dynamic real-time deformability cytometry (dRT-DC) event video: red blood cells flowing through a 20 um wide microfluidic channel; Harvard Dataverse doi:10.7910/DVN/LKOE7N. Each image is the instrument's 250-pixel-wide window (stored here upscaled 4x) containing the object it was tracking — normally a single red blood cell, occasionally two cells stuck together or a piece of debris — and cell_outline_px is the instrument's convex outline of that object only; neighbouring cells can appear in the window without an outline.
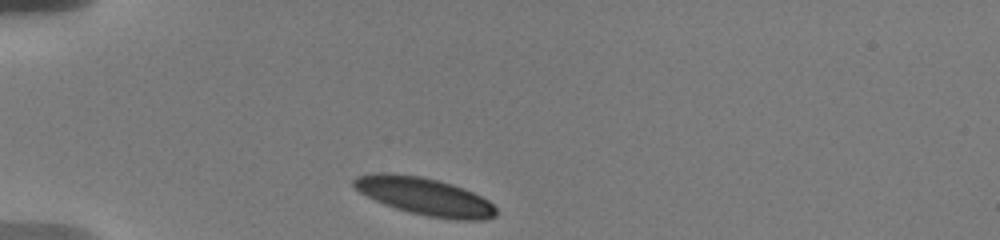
{"species": "human", "species_latin": "Homo sapiens", "temperature_condition": "warm", "stored_images_in_passage": 53, "camera_frame_rate_fps": 3000, "um_per_image_px": 0.085, "donor": {"sex": "male"}, "frame": {"image": 1, "passage_image": 1, "time_ms": 0.0, "image_size_px": [1000, 240], "cell_outline_px": [[496, 216], [484, 220], [456, 220], [428, 216], [396, 208], [384, 204], [360, 192], [352, 184], [352, 180], [356, 176], [372, 172], [388, 172], [420, 176], [452, 184], [472, 192], [488, 200], [496, 208]], "centroid_in_image_um": [36.08, 16.68], "position_along_channel_um": 48.9, "area_um2": 30.98}}
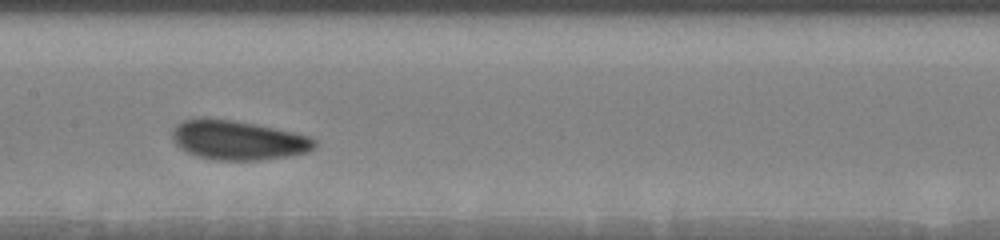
{"frame": {"image": 2, "passage_image": 28, "time_ms": 4.667, "image_size_px": [1000, 240], "cell_outline_px": [[316, 148], [308, 152], [288, 156], [260, 160], [216, 160], [196, 156], [180, 148], [172, 140], [172, 132], [176, 124], [184, 120], [200, 116], [204, 116], [232, 120], [256, 124], [292, 132], [308, 136], [316, 140]], "centroid_in_image_um": [20.2, 11.9], "position_along_channel_um": 187.2, "area_um2": 32.95}}
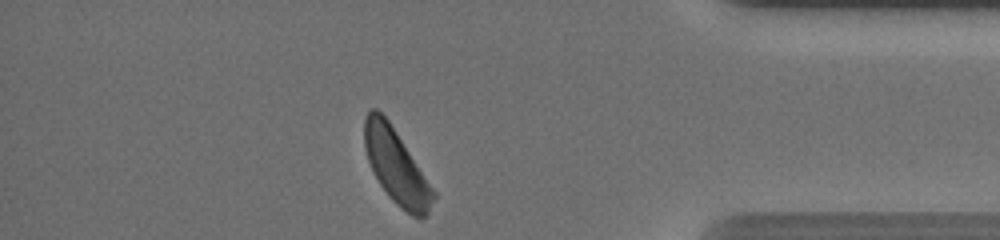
{"frame": {"image": 3, "passage_image": 52, "time_ms": 11.333, "image_size_px": [1000, 240], "cell_outline_px": [[436, 196], [428, 212], [424, 216], [412, 216], [400, 208], [388, 196], [380, 184], [368, 160], [364, 148], [364, 120], [368, 112], [372, 108], [376, 108], [388, 120], [436, 192]], "centroid_in_image_um": [33.67, 14.15], "position_along_channel_um": 401.5, "area_um2": 29.3}, "authors_computed_cell_mechanics": {"area_um2": 32.1368, "velocity_mm_per_s": 3.5712, "shape_relaxation_time_tau1_ms": 2.0624, "shape_relaxation_time_tau2_ms": 5.9689, "deformation_change_tau1": 0.0966, "deformation_change_tau2": 0.1348}}